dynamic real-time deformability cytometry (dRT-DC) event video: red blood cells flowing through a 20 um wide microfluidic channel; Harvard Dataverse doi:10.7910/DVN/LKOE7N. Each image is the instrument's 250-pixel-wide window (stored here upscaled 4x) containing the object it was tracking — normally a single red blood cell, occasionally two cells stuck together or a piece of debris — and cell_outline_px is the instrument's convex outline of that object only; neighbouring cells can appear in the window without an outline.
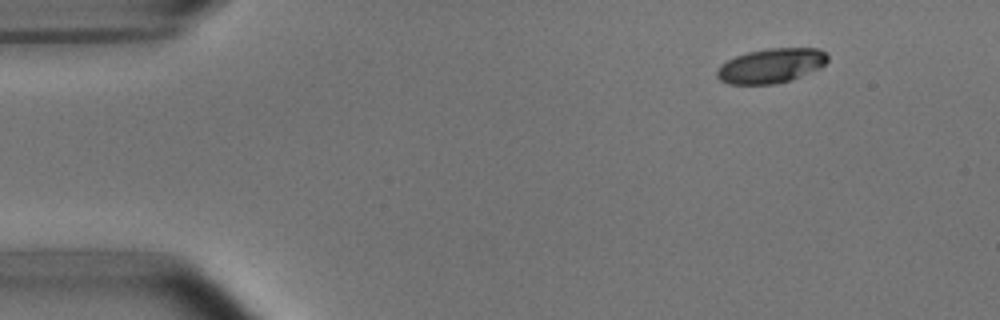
{"species": "common noctule bat (a hibernating species)", "species_latin": "Nyctalus noctula", "temperature_condition": "room temperature", "stored_images_in_passage": 3, "camera_frame_rate_fps": 3000, "um_per_image_px": 0.085, "animal": {"sex": "male", "body_mass_g": 15.6}, "frame": {"image": 1, "passage_image": 1, "time_ms": 0.0, "image_size_px": [1000, 320], "cell_outline_px": [[828, 60], [820, 68], [800, 76], [788, 80], [772, 84], [728, 84], [720, 80], [716, 76], [716, 72], [728, 60], [736, 56], [748, 52], [768, 48], [820, 48], [828, 56]], "centroid_in_image_um": [65.56, 5.58], "position_along_channel_um": 19.4, "area_um2": 22.02}}